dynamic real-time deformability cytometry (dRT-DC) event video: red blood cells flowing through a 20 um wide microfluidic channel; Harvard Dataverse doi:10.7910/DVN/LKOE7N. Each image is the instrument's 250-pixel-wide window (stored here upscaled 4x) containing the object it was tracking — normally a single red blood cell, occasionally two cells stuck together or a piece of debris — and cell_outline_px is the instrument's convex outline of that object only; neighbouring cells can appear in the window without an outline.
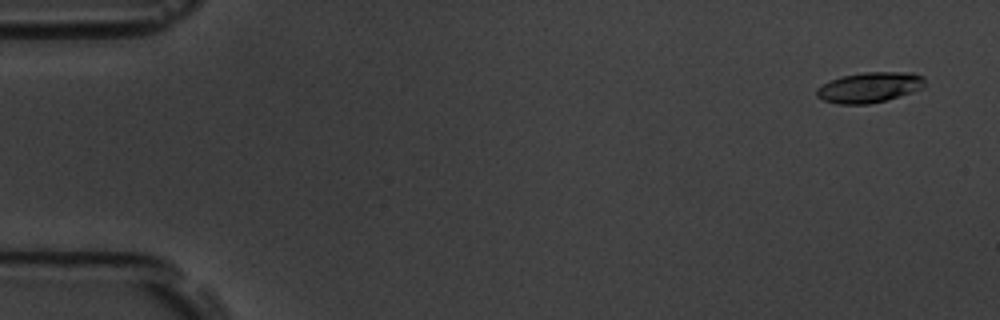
{"species": "common noctule bat (a hibernating species)", "species_latin": "Nyctalus noctula", "temperature_condition": "room temperature", "stored_images_in_passage": 4, "camera_frame_rate_fps": 3000, "um_per_image_px": 0.085, "animal": {"sex": "male", "body_mass_g": 19.5, "forearm_length_mm": 54.6}, "frame": {"image": 1, "passage_image": 1, "time_ms": 0.0, "image_size_px": [1000, 320], "cell_outline_px": [[924, 88], [900, 96], [868, 104], [840, 104], [824, 100], [816, 96], [816, 88], [840, 76], [864, 72], [912, 72], [924, 76]], "centroid_in_image_um": [73.93, 7.41], "position_along_channel_um": 11.1, "area_um2": 19.13}}
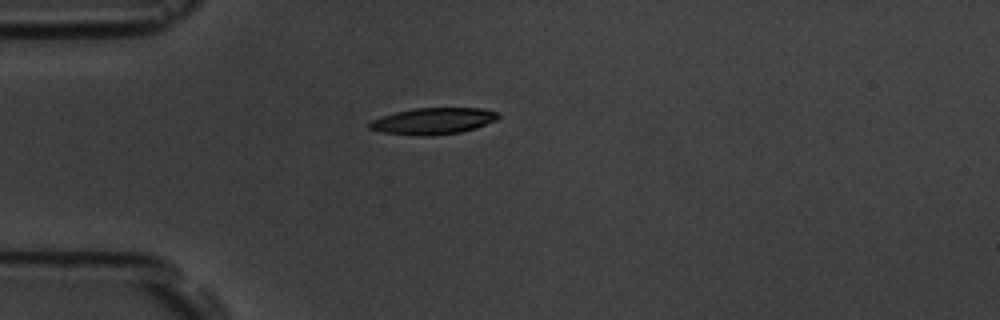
{"frame": {"image": 2, "passage_image": 4, "time_ms": 4.333, "image_size_px": [1000, 320], "cell_outline_px": [[500, 116], [496, 120], [476, 128], [460, 132], [384, 132], [368, 128], [368, 124], [372, 120], [396, 112], [412, 108], [484, 108], [496, 112]], "centroid_in_image_um": [36.9, 10.21], "position_along_channel_um": 48.1, "area_um2": 18.5}}